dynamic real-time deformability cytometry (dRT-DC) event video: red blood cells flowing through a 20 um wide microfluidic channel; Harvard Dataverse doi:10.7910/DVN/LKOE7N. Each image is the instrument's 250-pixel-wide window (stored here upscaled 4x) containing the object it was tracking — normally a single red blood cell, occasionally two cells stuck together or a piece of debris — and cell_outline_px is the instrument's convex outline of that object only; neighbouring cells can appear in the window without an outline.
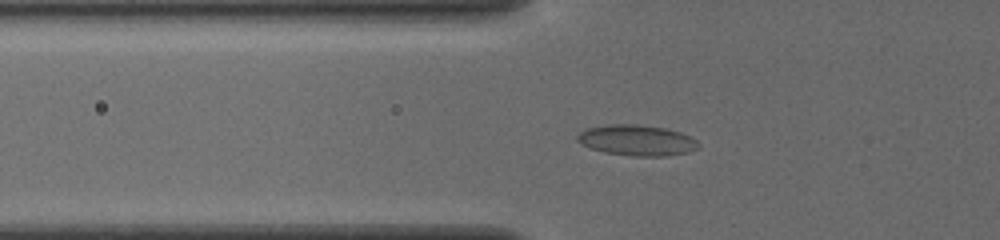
{"species": "common noctule bat (a hibernating species)", "species_latin": "Nyctalus noctula", "temperature_condition": "cold", "stored_images_in_passage": 46, "camera_frame_rate_fps": 3000, "um_per_image_px": 0.085, "animal": {"sex": "female", "body_mass_g": 19.5, "forearm_length_mm": 54.1}, "frame": {"image": 1, "passage_image": 11, "time_ms": 3.333, "image_size_px": [1000, 240], "cell_outline_px": [[700, 148], [688, 152], [664, 156], [632, 156], [604, 152], [592, 148], [576, 140], [576, 136], [580, 132], [588, 128], [608, 124], [636, 124], [664, 128], [680, 132], [696, 140], [700, 144]], "centroid_in_image_um": [54.15, 11.92], "position_along_channel_um": 71.7, "area_um2": 21.56}}
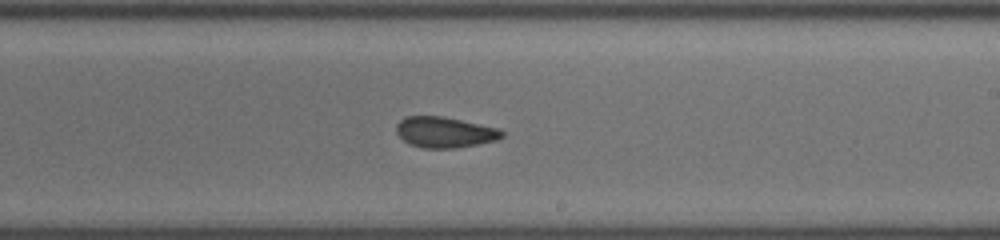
{"frame": {"image": 2, "passage_image": 25, "time_ms": 8.0, "image_size_px": [1000, 240], "cell_outline_px": [[504, 136], [496, 140], [456, 148], [424, 148], [408, 144], [396, 132], [396, 124], [400, 120], [408, 116], [444, 116], [500, 128], [504, 132]], "centroid_in_image_um": [37.81, 11.23], "position_along_channel_um": 251.2, "area_um2": 19.02}}
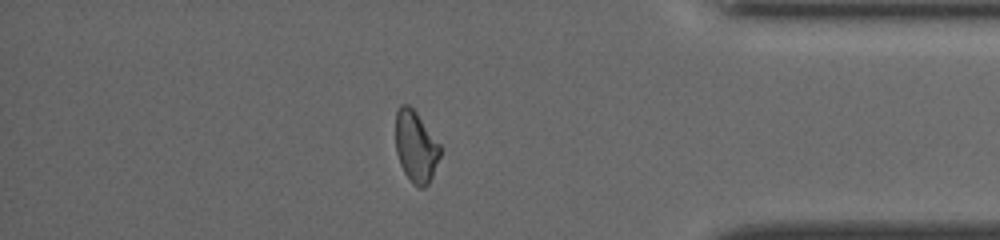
{"frame": {"image": 3, "passage_image": 38, "time_ms": 12.333, "image_size_px": [1000, 240], "cell_outline_px": [[440, 156], [432, 176], [428, 184], [424, 188], [416, 188], [412, 184], [404, 172], [400, 164], [396, 152], [396, 112], [400, 104], [408, 104], [416, 112], [440, 144]], "centroid_in_image_um": [35.33, 12.49], "position_along_channel_um": 399.9, "area_um2": 18.55}, "authors_computed_cell_mechanics": {"area_um2": 19.363, "velocity_mm_per_s": 3.9054, "shape_relaxation_time_tau1_ms": null, "shape_relaxation_time_tau2_ms": 1.8188, "deformation_change_tau1": null, "deformation_change_tau2": 0.08}}